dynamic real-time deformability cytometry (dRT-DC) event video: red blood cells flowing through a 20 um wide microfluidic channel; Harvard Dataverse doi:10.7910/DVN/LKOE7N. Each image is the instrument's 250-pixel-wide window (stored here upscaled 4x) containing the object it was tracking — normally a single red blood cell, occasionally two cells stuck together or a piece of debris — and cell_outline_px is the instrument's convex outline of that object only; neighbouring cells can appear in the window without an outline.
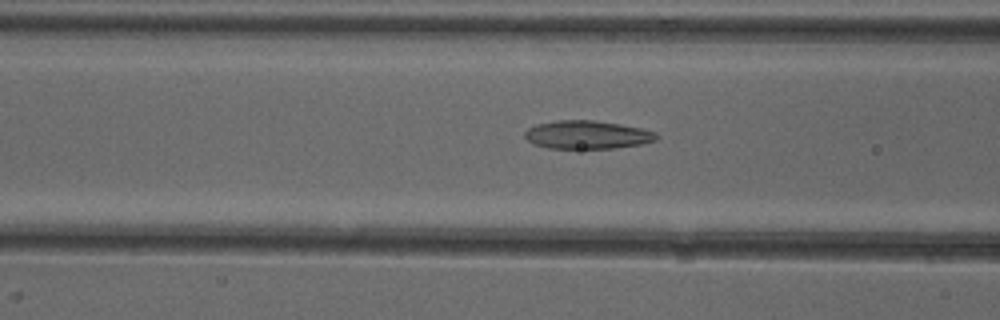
{"species": "common noctule bat (a hibernating species)", "species_latin": "Nyctalus noctula", "temperature_condition": "cold", "stored_images_in_passage": 24, "camera_frame_rate_fps": 3000, "um_per_image_px": 0.085, "animal": {"sex": "female"}, "frame": {"image": 1, "passage_image": 21, "time_ms": 6.667, "image_size_px": [1000, 320], "cell_outline_px": [[660, 136], [656, 140], [640, 144], [616, 148], [548, 148], [532, 144], [524, 136], [524, 132], [528, 128], [536, 124], [560, 120], [592, 120], [620, 124], [640, 128], [656, 132]], "centroid_in_image_um": [49.9, 11.45], "position_along_channel_um": 116.7, "area_um2": 21.68}}
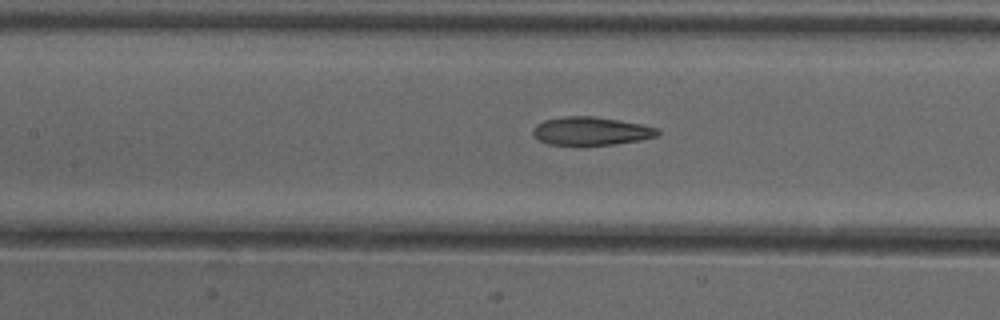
{"frame": {"image": 2, "passage_image": 24, "time_ms": 7.667, "image_size_px": [1000, 320], "cell_outline_px": [[660, 132], [656, 136], [640, 140], [612, 144], [548, 144], [540, 140], [532, 132], [532, 128], [536, 124], [544, 120], [564, 116], [596, 116], [620, 120], [640, 124], [656, 128]], "centroid_in_image_um": [50.22, 11.12], "position_along_channel_um": 157.2, "area_um2": 20.23}}